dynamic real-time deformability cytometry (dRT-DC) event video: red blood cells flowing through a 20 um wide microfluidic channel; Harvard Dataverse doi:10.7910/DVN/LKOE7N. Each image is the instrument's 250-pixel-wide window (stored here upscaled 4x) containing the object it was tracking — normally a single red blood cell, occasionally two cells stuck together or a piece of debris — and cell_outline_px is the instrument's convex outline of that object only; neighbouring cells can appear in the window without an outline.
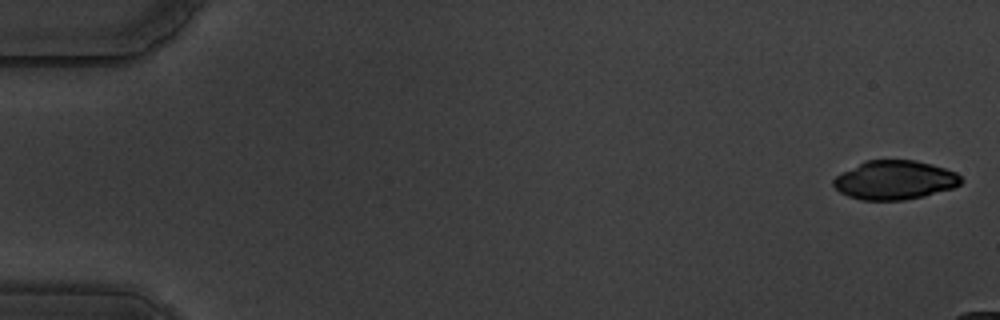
{"species": "common noctule bat (a hibernating species)", "species_latin": "Nyctalus noctula", "temperature_condition": "warm", "stored_images_in_passage": 12, "camera_frame_rate_fps": 3000, "um_per_image_px": 0.085, "animal": {"sex": "male", "body_mass_g": 19.5, "forearm_length_mm": 54.6}, "frame": {"image": 1, "passage_image": 1, "time_ms": 0.0, "image_size_px": [1000, 320], "cell_outline_px": [[964, 180], [960, 184], [952, 188], [924, 196], [904, 200], [860, 200], [848, 196], [840, 192], [832, 184], [832, 180], [836, 176], [864, 160], [916, 160], [932, 164], [956, 172]], "centroid_in_image_um": [76.05, 15.3], "position_along_channel_um": 9.0, "area_um2": 29.02}}